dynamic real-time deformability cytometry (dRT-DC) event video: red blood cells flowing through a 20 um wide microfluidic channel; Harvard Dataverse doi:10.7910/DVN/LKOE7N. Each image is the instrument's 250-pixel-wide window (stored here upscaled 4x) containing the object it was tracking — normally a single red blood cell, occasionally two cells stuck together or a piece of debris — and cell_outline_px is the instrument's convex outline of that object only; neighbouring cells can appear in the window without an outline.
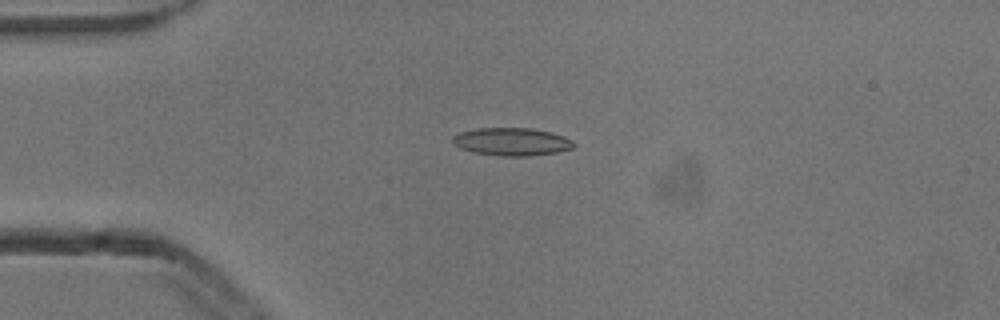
{"species": "common noctule bat (a hibernating species)", "species_latin": "Nyctalus noctula", "temperature_condition": "cold", "stored_images_in_passage": 5, "camera_frame_rate_fps": 3000, "um_per_image_px": 0.085, "animal": {"sex": "male", "body_mass_g": 13.3}, "frame": {"image": 1, "passage_image": 4, "time_ms": 1.0, "image_size_px": [1000, 320], "cell_outline_px": [[576, 144], [572, 148], [556, 152], [528, 156], [500, 156], [472, 152], [460, 148], [452, 144], [452, 136], [460, 132], [476, 128], [528, 128], [548, 132], [564, 136], [572, 140]], "centroid_in_image_um": [43.45, 12.05], "position_along_channel_um": 41.5, "area_um2": 19.65}}